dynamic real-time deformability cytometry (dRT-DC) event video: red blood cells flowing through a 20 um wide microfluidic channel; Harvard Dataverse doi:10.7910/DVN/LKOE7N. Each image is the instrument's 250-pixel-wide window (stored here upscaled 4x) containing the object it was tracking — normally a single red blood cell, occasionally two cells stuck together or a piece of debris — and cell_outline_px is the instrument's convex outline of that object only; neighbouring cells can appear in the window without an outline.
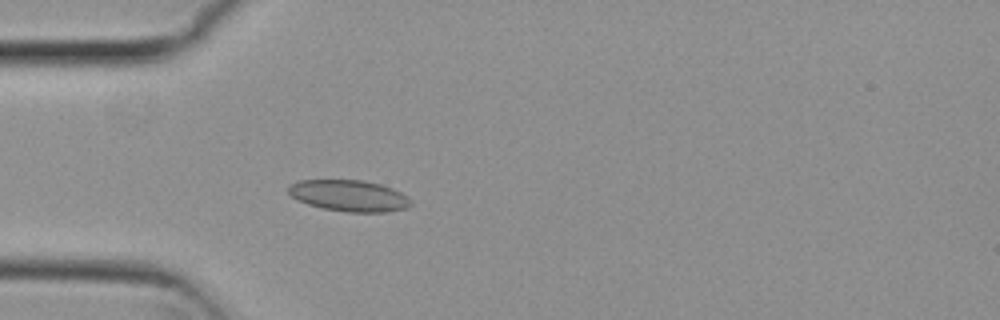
{"species": "common noctule bat (a hibernating species)", "species_latin": "Nyctalus noctula", "temperature_condition": "cold", "stored_images_in_passage": 46, "camera_frame_rate_fps": 3000, "um_per_image_px": 0.085, "animal": {"sex": "female", "body_mass_g": 29.2, "forearm_length_mm": 56.3}, "frame": {"image": 1, "passage_image": 11, "time_ms": 3.333, "image_size_px": [1000, 320], "cell_outline_px": [[412, 204], [408, 208], [388, 212], [348, 212], [324, 208], [308, 204], [296, 200], [288, 192], [288, 184], [300, 180], [364, 180], [380, 184], [392, 188], [408, 196], [412, 200]], "centroid_in_image_um": [29.69, 16.63], "position_along_channel_um": 55.3, "area_um2": 22.54}}
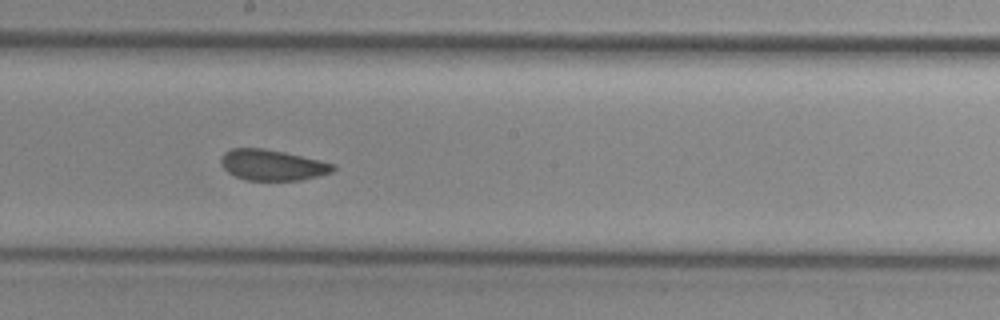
{"frame": {"image": 2, "passage_image": 25, "time_ms": 8.0, "image_size_px": [1000, 320], "cell_outline_px": [[336, 168], [332, 172], [300, 180], [244, 180], [228, 172], [224, 168], [220, 160], [220, 156], [224, 152], [232, 148], [264, 148], [284, 152], [320, 160], [336, 164]], "centroid_in_image_um": [23.14, 14.02], "position_along_channel_um": 225.1, "area_um2": 20.11}}
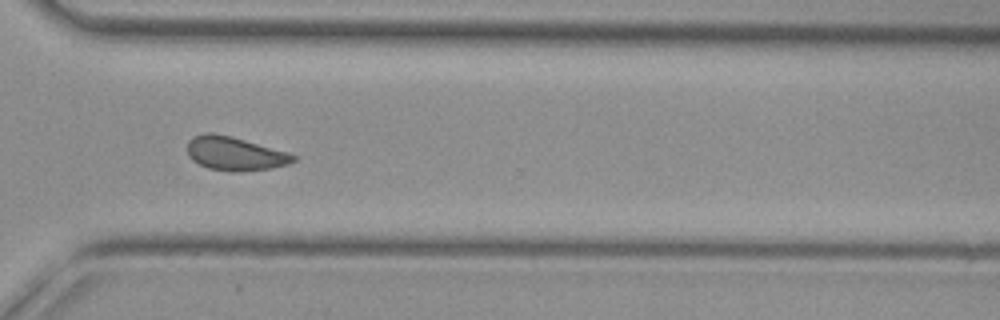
{"frame": {"image": 3, "passage_image": 35, "time_ms": 11.333, "image_size_px": [1000, 320], "cell_outline_px": [[296, 160], [288, 164], [272, 168], [236, 172], [232, 172], [208, 168], [192, 160], [188, 156], [188, 140], [192, 136], [204, 132], [212, 132], [232, 136], [288, 152], [296, 156]], "centroid_in_image_um": [19.94, 13.04], "position_along_channel_um": 350.7, "area_um2": 20.98}, "authors_computed_cell_mechanics": {"area_um2": 20.8658, "velocity_mm_per_s": 3.7664, "shape_relaxation_time_tau1_ms": null, "shape_relaxation_time_tau2_ms": 2.2426, "deformation_change_tau1": null, "deformation_change_tau2": 0.0725}}